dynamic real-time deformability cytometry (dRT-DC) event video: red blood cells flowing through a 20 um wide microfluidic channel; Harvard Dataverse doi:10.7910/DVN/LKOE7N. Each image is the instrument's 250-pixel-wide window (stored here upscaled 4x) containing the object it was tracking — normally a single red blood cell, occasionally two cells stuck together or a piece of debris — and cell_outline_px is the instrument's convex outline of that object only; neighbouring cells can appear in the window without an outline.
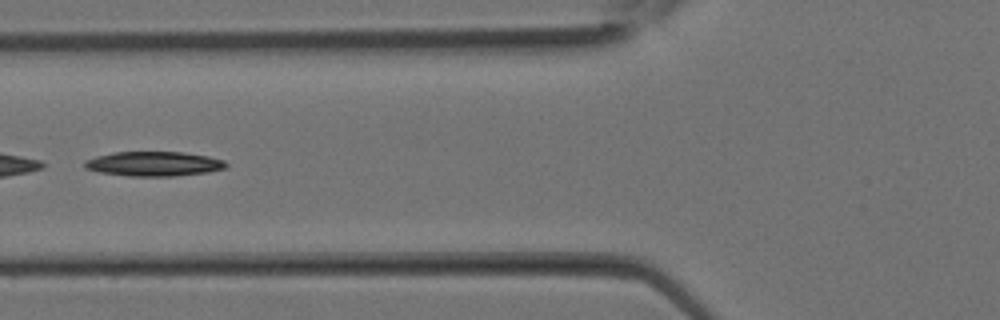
{"species": "Egyptian fruit bat (a non-hibernating species)", "species_latin": "Rousettus aegyptiacus", "temperature_condition": "room temperature", "stored_images_in_passage": 10, "camera_frame_rate_fps": 3000, "um_per_image_px": 0.085, "animal": {"sex": "female"}, "frame": {"image": 1, "passage_image": 7, "time_ms": 2.0, "image_size_px": [1000, 320], "cell_outline_px": [[228, 164], [224, 168], [208, 172], [172, 176], [128, 176], [96, 172], [84, 168], [84, 160], [96, 156], [112, 152], [184, 152], [208, 156], [224, 160]], "centroid_in_image_um": [13.03, 13.92], "position_along_channel_um": 112.8, "area_um2": 20.4}}
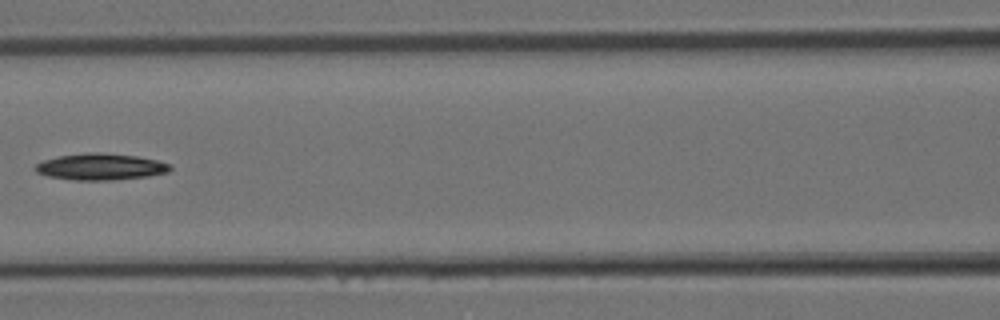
{"frame": {"image": 2, "passage_image": 9, "time_ms": 2.667, "image_size_px": [1000, 320], "cell_outline_px": [[172, 168], [168, 172], [148, 176], [112, 180], [72, 180], [48, 176], [36, 172], [32, 168], [36, 164], [44, 160], [60, 156], [88, 152], [100, 152], [136, 156], [156, 160], [168, 164]], "centroid_in_image_um": [8.51, 14.18], "position_along_channel_um": 158.1, "area_um2": 20.75}}